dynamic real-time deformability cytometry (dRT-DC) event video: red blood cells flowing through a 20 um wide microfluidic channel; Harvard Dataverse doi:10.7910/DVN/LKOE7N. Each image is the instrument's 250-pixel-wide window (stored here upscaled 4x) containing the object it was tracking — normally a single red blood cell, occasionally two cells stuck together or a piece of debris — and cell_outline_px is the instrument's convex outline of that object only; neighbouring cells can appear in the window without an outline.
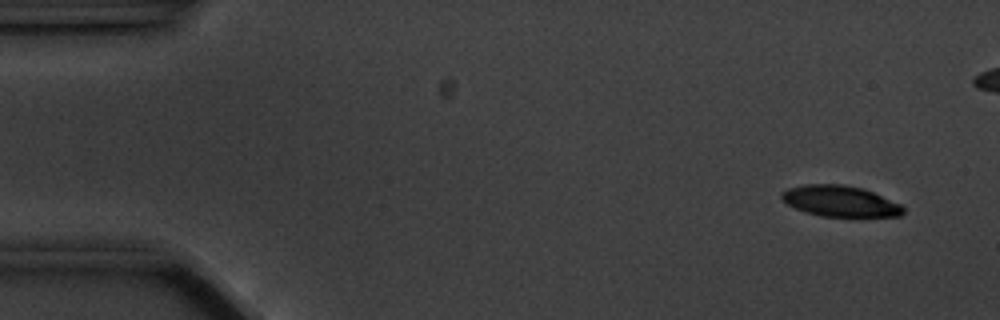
{"species": "common noctule bat (a hibernating species)", "species_latin": "Nyctalus noctula", "temperature_condition": "cold", "stored_images_in_passage": 12, "camera_frame_rate_fps": 3000, "um_per_image_px": 0.085, "animal": {"sex": "male", "body_mass_g": 20.1, "forearm_length_mm": 53.5}, "frame": {"image": 1, "passage_image": 4, "time_ms": 1.0, "image_size_px": [1000, 320], "cell_outline_px": [[904, 212], [900, 216], [820, 216], [804, 212], [788, 204], [780, 196], [780, 192], [788, 188], [804, 184], [844, 184], [860, 188], [872, 192], [900, 204], [904, 208]], "centroid_in_image_um": [71.37, 17.09], "position_along_channel_um": 13.6, "area_um2": 21.73}}